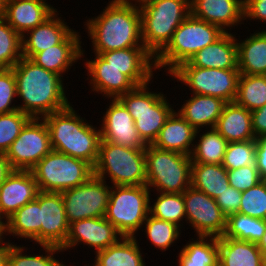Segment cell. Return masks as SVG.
I'll return each instance as SVG.
<instances>
[{
	"label": "cell",
	"instance_id": "cell-54",
	"mask_svg": "<svg viewBox=\"0 0 266 266\" xmlns=\"http://www.w3.org/2000/svg\"><path fill=\"white\" fill-rule=\"evenodd\" d=\"M6 0H0V19L5 16Z\"/></svg>",
	"mask_w": 266,
	"mask_h": 266
},
{
	"label": "cell",
	"instance_id": "cell-40",
	"mask_svg": "<svg viewBox=\"0 0 266 266\" xmlns=\"http://www.w3.org/2000/svg\"><path fill=\"white\" fill-rule=\"evenodd\" d=\"M256 141L229 142L222 166L234 170L243 166H256Z\"/></svg>",
	"mask_w": 266,
	"mask_h": 266
},
{
	"label": "cell",
	"instance_id": "cell-2",
	"mask_svg": "<svg viewBox=\"0 0 266 266\" xmlns=\"http://www.w3.org/2000/svg\"><path fill=\"white\" fill-rule=\"evenodd\" d=\"M96 54L131 47H145L139 7L129 0H114L104 12L87 23Z\"/></svg>",
	"mask_w": 266,
	"mask_h": 266
},
{
	"label": "cell",
	"instance_id": "cell-4",
	"mask_svg": "<svg viewBox=\"0 0 266 266\" xmlns=\"http://www.w3.org/2000/svg\"><path fill=\"white\" fill-rule=\"evenodd\" d=\"M141 44L157 56L171 41L173 33L190 15L189 0H155L139 6Z\"/></svg>",
	"mask_w": 266,
	"mask_h": 266
},
{
	"label": "cell",
	"instance_id": "cell-37",
	"mask_svg": "<svg viewBox=\"0 0 266 266\" xmlns=\"http://www.w3.org/2000/svg\"><path fill=\"white\" fill-rule=\"evenodd\" d=\"M228 141L215 129L203 134L190 154L192 163L222 164Z\"/></svg>",
	"mask_w": 266,
	"mask_h": 266
},
{
	"label": "cell",
	"instance_id": "cell-28",
	"mask_svg": "<svg viewBox=\"0 0 266 266\" xmlns=\"http://www.w3.org/2000/svg\"><path fill=\"white\" fill-rule=\"evenodd\" d=\"M215 129L228 141L255 140L251 111L236 102H227L218 118Z\"/></svg>",
	"mask_w": 266,
	"mask_h": 266
},
{
	"label": "cell",
	"instance_id": "cell-25",
	"mask_svg": "<svg viewBox=\"0 0 266 266\" xmlns=\"http://www.w3.org/2000/svg\"><path fill=\"white\" fill-rule=\"evenodd\" d=\"M55 12L42 24L30 32L29 39L25 40L22 36V55L31 59L36 53L46 50L52 46L60 44L73 30L69 29L62 20L54 19Z\"/></svg>",
	"mask_w": 266,
	"mask_h": 266
},
{
	"label": "cell",
	"instance_id": "cell-19",
	"mask_svg": "<svg viewBox=\"0 0 266 266\" xmlns=\"http://www.w3.org/2000/svg\"><path fill=\"white\" fill-rule=\"evenodd\" d=\"M109 63V66L120 70L136 86L148 84L152 76L150 59L154 56L145 47L101 52L99 54Z\"/></svg>",
	"mask_w": 266,
	"mask_h": 266
},
{
	"label": "cell",
	"instance_id": "cell-16",
	"mask_svg": "<svg viewBox=\"0 0 266 266\" xmlns=\"http://www.w3.org/2000/svg\"><path fill=\"white\" fill-rule=\"evenodd\" d=\"M105 114L100 130L102 140L131 148H147L137 132L132 116L118 99H113Z\"/></svg>",
	"mask_w": 266,
	"mask_h": 266
},
{
	"label": "cell",
	"instance_id": "cell-32",
	"mask_svg": "<svg viewBox=\"0 0 266 266\" xmlns=\"http://www.w3.org/2000/svg\"><path fill=\"white\" fill-rule=\"evenodd\" d=\"M30 238L40 244L39 192L36 198L14 212L4 223V232Z\"/></svg>",
	"mask_w": 266,
	"mask_h": 266
},
{
	"label": "cell",
	"instance_id": "cell-43",
	"mask_svg": "<svg viewBox=\"0 0 266 266\" xmlns=\"http://www.w3.org/2000/svg\"><path fill=\"white\" fill-rule=\"evenodd\" d=\"M145 222L149 240L153 245L162 250L168 249L179 236V226L172 222L159 220L153 216H147Z\"/></svg>",
	"mask_w": 266,
	"mask_h": 266
},
{
	"label": "cell",
	"instance_id": "cell-42",
	"mask_svg": "<svg viewBox=\"0 0 266 266\" xmlns=\"http://www.w3.org/2000/svg\"><path fill=\"white\" fill-rule=\"evenodd\" d=\"M238 213L266 220V180L242 192Z\"/></svg>",
	"mask_w": 266,
	"mask_h": 266
},
{
	"label": "cell",
	"instance_id": "cell-38",
	"mask_svg": "<svg viewBox=\"0 0 266 266\" xmlns=\"http://www.w3.org/2000/svg\"><path fill=\"white\" fill-rule=\"evenodd\" d=\"M22 57V36L7 23L5 18H1L0 69L12 68Z\"/></svg>",
	"mask_w": 266,
	"mask_h": 266
},
{
	"label": "cell",
	"instance_id": "cell-26",
	"mask_svg": "<svg viewBox=\"0 0 266 266\" xmlns=\"http://www.w3.org/2000/svg\"><path fill=\"white\" fill-rule=\"evenodd\" d=\"M83 55L79 36L72 31L60 44L36 53L31 60L40 67L58 75Z\"/></svg>",
	"mask_w": 266,
	"mask_h": 266
},
{
	"label": "cell",
	"instance_id": "cell-56",
	"mask_svg": "<svg viewBox=\"0 0 266 266\" xmlns=\"http://www.w3.org/2000/svg\"><path fill=\"white\" fill-rule=\"evenodd\" d=\"M137 1L143 4V3H149V2L155 1V0H137Z\"/></svg>",
	"mask_w": 266,
	"mask_h": 266
},
{
	"label": "cell",
	"instance_id": "cell-9",
	"mask_svg": "<svg viewBox=\"0 0 266 266\" xmlns=\"http://www.w3.org/2000/svg\"><path fill=\"white\" fill-rule=\"evenodd\" d=\"M148 84L136 86L117 99L132 116L138 134L147 144H153L173 109L163 94L147 92Z\"/></svg>",
	"mask_w": 266,
	"mask_h": 266
},
{
	"label": "cell",
	"instance_id": "cell-44",
	"mask_svg": "<svg viewBox=\"0 0 266 266\" xmlns=\"http://www.w3.org/2000/svg\"><path fill=\"white\" fill-rule=\"evenodd\" d=\"M42 247L51 254L48 256H24L21 254L23 249L13 245L9 252L7 266H64V264L52 257L53 252L62 250L60 247L51 245H42Z\"/></svg>",
	"mask_w": 266,
	"mask_h": 266
},
{
	"label": "cell",
	"instance_id": "cell-46",
	"mask_svg": "<svg viewBox=\"0 0 266 266\" xmlns=\"http://www.w3.org/2000/svg\"><path fill=\"white\" fill-rule=\"evenodd\" d=\"M16 95V81L12 68L0 69V114L18 110V107H9Z\"/></svg>",
	"mask_w": 266,
	"mask_h": 266
},
{
	"label": "cell",
	"instance_id": "cell-48",
	"mask_svg": "<svg viewBox=\"0 0 266 266\" xmlns=\"http://www.w3.org/2000/svg\"><path fill=\"white\" fill-rule=\"evenodd\" d=\"M244 17L266 20V0H244Z\"/></svg>",
	"mask_w": 266,
	"mask_h": 266
},
{
	"label": "cell",
	"instance_id": "cell-41",
	"mask_svg": "<svg viewBox=\"0 0 266 266\" xmlns=\"http://www.w3.org/2000/svg\"><path fill=\"white\" fill-rule=\"evenodd\" d=\"M30 116L20 110L0 114V153H6Z\"/></svg>",
	"mask_w": 266,
	"mask_h": 266
},
{
	"label": "cell",
	"instance_id": "cell-49",
	"mask_svg": "<svg viewBox=\"0 0 266 266\" xmlns=\"http://www.w3.org/2000/svg\"><path fill=\"white\" fill-rule=\"evenodd\" d=\"M256 141V168L263 180H266V135L255 138Z\"/></svg>",
	"mask_w": 266,
	"mask_h": 266
},
{
	"label": "cell",
	"instance_id": "cell-27",
	"mask_svg": "<svg viewBox=\"0 0 266 266\" xmlns=\"http://www.w3.org/2000/svg\"><path fill=\"white\" fill-rule=\"evenodd\" d=\"M218 266H266V259L256 243L230 237L218 238Z\"/></svg>",
	"mask_w": 266,
	"mask_h": 266
},
{
	"label": "cell",
	"instance_id": "cell-53",
	"mask_svg": "<svg viewBox=\"0 0 266 266\" xmlns=\"http://www.w3.org/2000/svg\"><path fill=\"white\" fill-rule=\"evenodd\" d=\"M257 246L261 249L264 257L266 259V232L262 239L257 243Z\"/></svg>",
	"mask_w": 266,
	"mask_h": 266
},
{
	"label": "cell",
	"instance_id": "cell-10",
	"mask_svg": "<svg viewBox=\"0 0 266 266\" xmlns=\"http://www.w3.org/2000/svg\"><path fill=\"white\" fill-rule=\"evenodd\" d=\"M110 192L105 218L122 237H135L149 214V188L139 186H115Z\"/></svg>",
	"mask_w": 266,
	"mask_h": 266
},
{
	"label": "cell",
	"instance_id": "cell-6",
	"mask_svg": "<svg viewBox=\"0 0 266 266\" xmlns=\"http://www.w3.org/2000/svg\"><path fill=\"white\" fill-rule=\"evenodd\" d=\"M106 173L114 186L146 185L145 149L116 145L101 139L93 175L104 180Z\"/></svg>",
	"mask_w": 266,
	"mask_h": 266
},
{
	"label": "cell",
	"instance_id": "cell-20",
	"mask_svg": "<svg viewBox=\"0 0 266 266\" xmlns=\"http://www.w3.org/2000/svg\"><path fill=\"white\" fill-rule=\"evenodd\" d=\"M235 37L225 32L214 43L198 51L188 62L179 66L238 69V47Z\"/></svg>",
	"mask_w": 266,
	"mask_h": 266
},
{
	"label": "cell",
	"instance_id": "cell-31",
	"mask_svg": "<svg viewBox=\"0 0 266 266\" xmlns=\"http://www.w3.org/2000/svg\"><path fill=\"white\" fill-rule=\"evenodd\" d=\"M191 186L216 199L230 187L227 170L222 164L192 163Z\"/></svg>",
	"mask_w": 266,
	"mask_h": 266
},
{
	"label": "cell",
	"instance_id": "cell-22",
	"mask_svg": "<svg viewBox=\"0 0 266 266\" xmlns=\"http://www.w3.org/2000/svg\"><path fill=\"white\" fill-rule=\"evenodd\" d=\"M55 11L44 0L6 1L5 16L7 23L21 36L23 32L42 24Z\"/></svg>",
	"mask_w": 266,
	"mask_h": 266
},
{
	"label": "cell",
	"instance_id": "cell-55",
	"mask_svg": "<svg viewBox=\"0 0 266 266\" xmlns=\"http://www.w3.org/2000/svg\"><path fill=\"white\" fill-rule=\"evenodd\" d=\"M2 234H4V223L2 222V219H0V243L2 241Z\"/></svg>",
	"mask_w": 266,
	"mask_h": 266
},
{
	"label": "cell",
	"instance_id": "cell-30",
	"mask_svg": "<svg viewBox=\"0 0 266 266\" xmlns=\"http://www.w3.org/2000/svg\"><path fill=\"white\" fill-rule=\"evenodd\" d=\"M238 70L246 75H266V31L237 43Z\"/></svg>",
	"mask_w": 266,
	"mask_h": 266
},
{
	"label": "cell",
	"instance_id": "cell-8",
	"mask_svg": "<svg viewBox=\"0 0 266 266\" xmlns=\"http://www.w3.org/2000/svg\"><path fill=\"white\" fill-rule=\"evenodd\" d=\"M39 191L61 193L84 184L93 167L84 160L52 150L32 169Z\"/></svg>",
	"mask_w": 266,
	"mask_h": 266
},
{
	"label": "cell",
	"instance_id": "cell-34",
	"mask_svg": "<svg viewBox=\"0 0 266 266\" xmlns=\"http://www.w3.org/2000/svg\"><path fill=\"white\" fill-rule=\"evenodd\" d=\"M205 238L199 236L198 241L185 245L179 254V266H218V238L212 237L211 243L204 241Z\"/></svg>",
	"mask_w": 266,
	"mask_h": 266
},
{
	"label": "cell",
	"instance_id": "cell-13",
	"mask_svg": "<svg viewBox=\"0 0 266 266\" xmlns=\"http://www.w3.org/2000/svg\"><path fill=\"white\" fill-rule=\"evenodd\" d=\"M31 118L5 153L13 170H31L52 151L46 122Z\"/></svg>",
	"mask_w": 266,
	"mask_h": 266
},
{
	"label": "cell",
	"instance_id": "cell-33",
	"mask_svg": "<svg viewBox=\"0 0 266 266\" xmlns=\"http://www.w3.org/2000/svg\"><path fill=\"white\" fill-rule=\"evenodd\" d=\"M96 254L95 266H145L134 237H123Z\"/></svg>",
	"mask_w": 266,
	"mask_h": 266
},
{
	"label": "cell",
	"instance_id": "cell-17",
	"mask_svg": "<svg viewBox=\"0 0 266 266\" xmlns=\"http://www.w3.org/2000/svg\"><path fill=\"white\" fill-rule=\"evenodd\" d=\"M117 235L123 238L105 217L86 218L69 224L66 241L60 248L67 249L82 241L99 252L117 243Z\"/></svg>",
	"mask_w": 266,
	"mask_h": 266
},
{
	"label": "cell",
	"instance_id": "cell-23",
	"mask_svg": "<svg viewBox=\"0 0 266 266\" xmlns=\"http://www.w3.org/2000/svg\"><path fill=\"white\" fill-rule=\"evenodd\" d=\"M91 77V83L94 85L93 90L109 97L117 99L129 91H132L136 85L120 70L109 66V63L104 60L99 54H96L94 60L86 63ZM93 81V82H92Z\"/></svg>",
	"mask_w": 266,
	"mask_h": 266
},
{
	"label": "cell",
	"instance_id": "cell-35",
	"mask_svg": "<svg viewBox=\"0 0 266 266\" xmlns=\"http://www.w3.org/2000/svg\"><path fill=\"white\" fill-rule=\"evenodd\" d=\"M266 232V220L234 213L227 217L225 237L258 243Z\"/></svg>",
	"mask_w": 266,
	"mask_h": 266
},
{
	"label": "cell",
	"instance_id": "cell-7",
	"mask_svg": "<svg viewBox=\"0 0 266 266\" xmlns=\"http://www.w3.org/2000/svg\"><path fill=\"white\" fill-rule=\"evenodd\" d=\"M146 186L161 193H184L191 186L190 156L159 149L152 144L145 149Z\"/></svg>",
	"mask_w": 266,
	"mask_h": 266
},
{
	"label": "cell",
	"instance_id": "cell-36",
	"mask_svg": "<svg viewBox=\"0 0 266 266\" xmlns=\"http://www.w3.org/2000/svg\"><path fill=\"white\" fill-rule=\"evenodd\" d=\"M235 102L253 111L266 104V75L241 74Z\"/></svg>",
	"mask_w": 266,
	"mask_h": 266
},
{
	"label": "cell",
	"instance_id": "cell-29",
	"mask_svg": "<svg viewBox=\"0 0 266 266\" xmlns=\"http://www.w3.org/2000/svg\"><path fill=\"white\" fill-rule=\"evenodd\" d=\"M179 114L196 130L203 125L215 128L226 102L220 98L193 94Z\"/></svg>",
	"mask_w": 266,
	"mask_h": 266
},
{
	"label": "cell",
	"instance_id": "cell-50",
	"mask_svg": "<svg viewBox=\"0 0 266 266\" xmlns=\"http://www.w3.org/2000/svg\"><path fill=\"white\" fill-rule=\"evenodd\" d=\"M251 122L255 137L266 135V104L251 111Z\"/></svg>",
	"mask_w": 266,
	"mask_h": 266
},
{
	"label": "cell",
	"instance_id": "cell-57",
	"mask_svg": "<svg viewBox=\"0 0 266 266\" xmlns=\"http://www.w3.org/2000/svg\"><path fill=\"white\" fill-rule=\"evenodd\" d=\"M6 1H23V0H6Z\"/></svg>",
	"mask_w": 266,
	"mask_h": 266
},
{
	"label": "cell",
	"instance_id": "cell-47",
	"mask_svg": "<svg viewBox=\"0 0 266 266\" xmlns=\"http://www.w3.org/2000/svg\"><path fill=\"white\" fill-rule=\"evenodd\" d=\"M241 195V191H238L230 186L215 199L217 205L226 217L231 214L238 213L241 204Z\"/></svg>",
	"mask_w": 266,
	"mask_h": 266
},
{
	"label": "cell",
	"instance_id": "cell-5",
	"mask_svg": "<svg viewBox=\"0 0 266 266\" xmlns=\"http://www.w3.org/2000/svg\"><path fill=\"white\" fill-rule=\"evenodd\" d=\"M225 32L219 26L190 14L175 30L167 46L154 58V67L168 65L171 73L182 63L188 62L198 51L214 43Z\"/></svg>",
	"mask_w": 266,
	"mask_h": 266
},
{
	"label": "cell",
	"instance_id": "cell-45",
	"mask_svg": "<svg viewBox=\"0 0 266 266\" xmlns=\"http://www.w3.org/2000/svg\"><path fill=\"white\" fill-rule=\"evenodd\" d=\"M229 185L238 191H246L263 179L256 166H243L234 170H227Z\"/></svg>",
	"mask_w": 266,
	"mask_h": 266
},
{
	"label": "cell",
	"instance_id": "cell-39",
	"mask_svg": "<svg viewBox=\"0 0 266 266\" xmlns=\"http://www.w3.org/2000/svg\"><path fill=\"white\" fill-rule=\"evenodd\" d=\"M149 214L159 220H165L178 225L186 217L183 193H160L154 206L149 207Z\"/></svg>",
	"mask_w": 266,
	"mask_h": 266
},
{
	"label": "cell",
	"instance_id": "cell-21",
	"mask_svg": "<svg viewBox=\"0 0 266 266\" xmlns=\"http://www.w3.org/2000/svg\"><path fill=\"white\" fill-rule=\"evenodd\" d=\"M243 7L244 0H192L190 14L225 31L223 26H232L244 17Z\"/></svg>",
	"mask_w": 266,
	"mask_h": 266
},
{
	"label": "cell",
	"instance_id": "cell-52",
	"mask_svg": "<svg viewBox=\"0 0 266 266\" xmlns=\"http://www.w3.org/2000/svg\"><path fill=\"white\" fill-rule=\"evenodd\" d=\"M12 246L9 242L5 246H0V266H7L8 256Z\"/></svg>",
	"mask_w": 266,
	"mask_h": 266
},
{
	"label": "cell",
	"instance_id": "cell-15",
	"mask_svg": "<svg viewBox=\"0 0 266 266\" xmlns=\"http://www.w3.org/2000/svg\"><path fill=\"white\" fill-rule=\"evenodd\" d=\"M39 207L40 245L61 247L69 231L61 193L39 191Z\"/></svg>",
	"mask_w": 266,
	"mask_h": 266
},
{
	"label": "cell",
	"instance_id": "cell-3",
	"mask_svg": "<svg viewBox=\"0 0 266 266\" xmlns=\"http://www.w3.org/2000/svg\"><path fill=\"white\" fill-rule=\"evenodd\" d=\"M49 130L52 150L70 155L95 166L101 142V131L75 114L69 105L67 108L44 117Z\"/></svg>",
	"mask_w": 266,
	"mask_h": 266
},
{
	"label": "cell",
	"instance_id": "cell-18",
	"mask_svg": "<svg viewBox=\"0 0 266 266\" xmlns=\"http://www.w3.org/2000/svg\"><path fill=\"white\" fill-rule=\"evenodd\" d=\"M38 192L31 170H12L0 186V219L4 215L8 219L19 208L34 200Z\"/></svg>",
	"mask_w": 266,
	"mask_h": 266
},
{
	"label": "cell",
	"instance_id": "cell-14",
	"mask_svg": "<svg viewBox=\"0 0 266 266\" xmlns=\"http://www.w3.org/2000/svg\"><path fill=\"white\" fill-rule=\"evenodd\" d=\"M185 213L199 236L222 237L226 231L227 217L214 198L192 186L183 193Z\"/></svg>",
	"mask_w": 266,
	"mask_h": 266
},
{
	"label": "cell",
	"instance_id": "cell-1",
	"mask_svg": "<svg viewBox=\"0 0 266 266\" xmlns=\"http://www.w3.org/2000/svg\"><path fill=\"white\" fill-rule=\"evenodd\" d=\"M16 93L24 101L18 110L31 118H43L69 106L61 75L48 71L31 59L22 57L13 67Z\"/></svg>",
	"mask_w": 266,
	"mask_h": 266
},
{
	"label": "cell",
	"instance_id": "cell-24",
	"mask_svg": "<svg viewBox=\"0 0 266 266\" xmlns=\"http://www.w3.org/2000/svg\"><path fill=\"white\" fill-rule=\"evenodd\" d=\"M178 117V118H177ZM198 130L192 127L179 113L172 112L166 119L153 146L190 156L189 148Z\"/></svg>",
	"mask_w": 266,
	"mask_h": 266
},
{
	"label": "cell",
	"instance_id": "cell-11",
	"mask_svg": "<svg viewBox=\"0 0 266 266\" xmlns=\"http://www.w3.org/2000/svg\"><path fill=\"white\" fill-rule=\"evenodd\" d=\"M170 74L192 88L194 94L235 102L241 73L238 69L178 66Z\"/></svg>",
	"mask_w": 266,
	"mask_h": 266
},
{
	"label": "cell",
	"instance_id": "cell-12",
	"mask_svg": "<svg viewBox=\"0 0 266 266\" xmlns=\"http://www.w3.org/2000/svg\"><path fill=\"white\" fill-rule=\"evenodd\" d=\"M105 181L91 176L84 184L61 192L68 223L105 217L111 189Z\"/></svg>",
	"mask_w": 266,
	"mask_h": 266
},
{
	"label": "cell",
	"instance_id": "cell-51",
	"mask_svg": "<svg viewBox=\"0 0 266 266\" xmlns=\"http://www.w3.org/2000/svg\"><path fill=\"white\" fill-rule=\"evenodd\" d=\"M12 170L13 169L11 168L6 155L4 153H0V186Z\"/></svg>",
	"mask_w": 266,
	"mask_h": 266
}]
</instances>
